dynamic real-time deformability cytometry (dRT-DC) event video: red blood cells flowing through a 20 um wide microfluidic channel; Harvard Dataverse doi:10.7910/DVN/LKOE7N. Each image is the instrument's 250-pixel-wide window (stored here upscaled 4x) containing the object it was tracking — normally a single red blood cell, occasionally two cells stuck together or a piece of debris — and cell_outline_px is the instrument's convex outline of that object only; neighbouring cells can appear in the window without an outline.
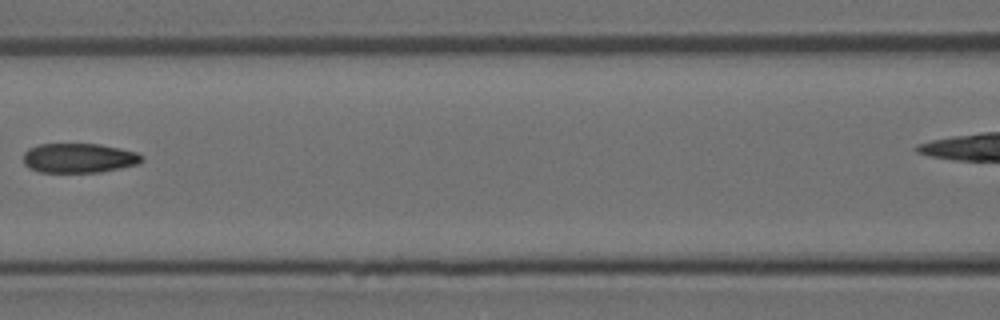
{"species": "Egyptian fruit bat (a non-hibernating species)", "species_latin": "Rousettus aegyptiacus", "temperature_condition": "room temperature", "stored_images_in_passage": 8, "camera_frame_rate_fps": 3000, "um_per_image_px": 0.085, "animal": {"sex": "female"}, "frame": {"image": 1, "passage_image": 4, "time_ms": 4.333, "image_size_px": [1000, 320], "cell_outline_px": [[144, 160], [136, 164], [120, 168], [100, 172], [40, 172], [28, 168], [24, 164], [24, 152], [28, 148], [36, 144], [100, 144], [120, 148], [136, 152]], "centroid_in_image_um": [6.66, 13.43], "position_along_channel_um": 159.9, "area_um2": 20.4}}
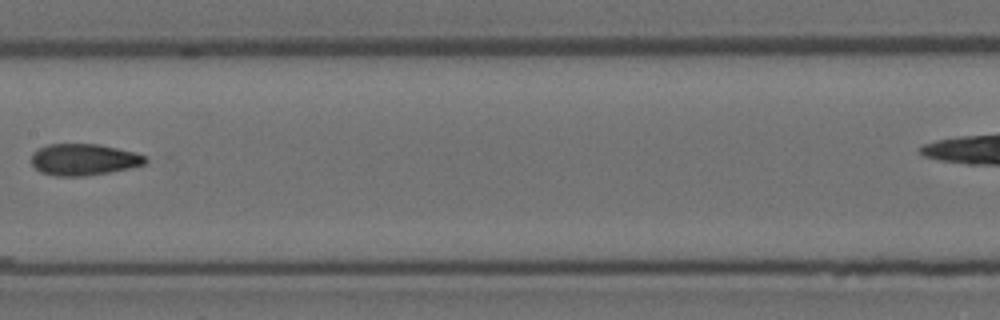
{"frame": {"image": 2, "passage_image": 5, "time_ms": 5.333, "image_size_px": [1000, 320], "cell_outline_px": [[148, 160], [144, 164], [128, 168], [108, 172], [84, 176], [56, 176], [40, 172], [32, 164], [32, 152], [36, 148], [48, 144], [96, 144], [136, 152], [144, 156]], "centroid_in_image_um": [7.08, 13.55], "position_along_channel_um": 200.3, "area_um2": 20.87}}